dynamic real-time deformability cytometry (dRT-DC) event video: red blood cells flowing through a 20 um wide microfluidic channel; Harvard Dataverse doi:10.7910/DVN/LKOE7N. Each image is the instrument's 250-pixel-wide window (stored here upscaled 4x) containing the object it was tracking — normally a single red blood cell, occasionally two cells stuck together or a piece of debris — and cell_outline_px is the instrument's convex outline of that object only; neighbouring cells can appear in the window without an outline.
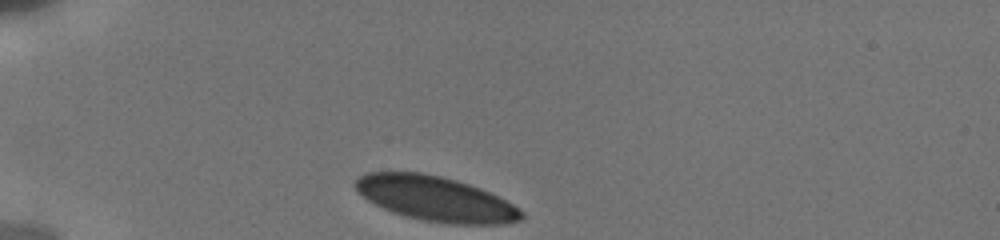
{"species": "human", "species_latin": "Homo sapiens", "temperature_condition": "cold", "stored_images_in_passage": 17, "camera_frame_rate_fps": 3000, "um_per_image_px": 0.085, "donor": {"sex": "male"}, "frame": {"image": 1, "passage_image": 1, "time_ms": 0.0, "image_size_px": [1000, 240], "cell_outline_px": [[524, 216], [520, 220], [508, 224], [448, 224], [424, 220], [404, 216], [384, 208], [368, 200], [352, 184], [360, 176], [368, 172], [420, 172], [440, 176], [456, 180], [480, 188], [520, 208], [524, 212]], "centroid_in_image_um": [37.05, 16.9], "position_along_channel_um": 48.0, "area_um2": 43.06}}
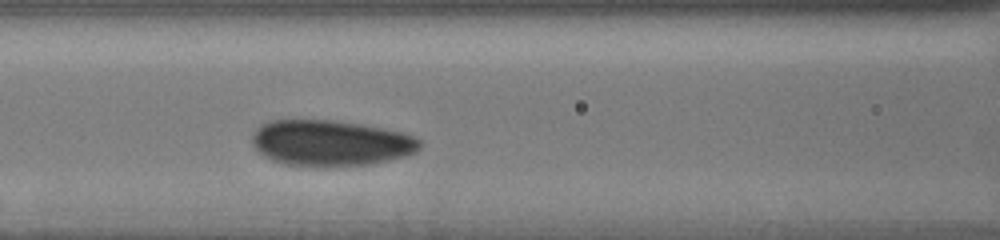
{"frame": {"image": 2, "passage_image": 6, "time_ms": 3.333, "image_size_px": [1000, 240], "cell_outline_px": [[420, 148], [416, 152], [404, 156], [388, 160], [368, 164], [324, 168], [312, 168], [284, 164], [272, 160], [264, 156], [252, 144], [252, 132], [260, 124], [268, 120], [336, 120], [364, 124], [384, 128], [416, 136], [420, 140]], "centroid_in_image_um": [28.07, 12.16], "position_along_channel_um": 138.5, "area_um2": 45.66}}
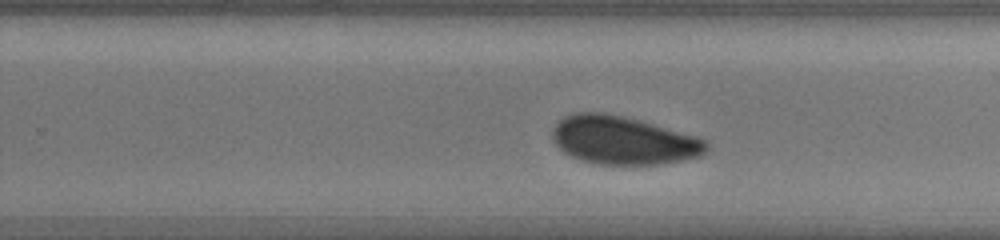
{"frame": {"image": 3, "passage_image": 15, "time_ms": 7.0, "image_size_px": [1000, 240], "cell_outline_px": [[708, 148], [704, 156], [660, 164], [596, 164], [580, 160], [564, 152], [556, 144], [552, 136], [552, 128], [564, 116], [576, 112], [604, 112], [624, 116], [640, 120], [700, 136], [708, 140]], "centroid_in_image_um": [53.03, 11.92], "position_along_channel_um": 276.8, "area_um2": 43.75}}